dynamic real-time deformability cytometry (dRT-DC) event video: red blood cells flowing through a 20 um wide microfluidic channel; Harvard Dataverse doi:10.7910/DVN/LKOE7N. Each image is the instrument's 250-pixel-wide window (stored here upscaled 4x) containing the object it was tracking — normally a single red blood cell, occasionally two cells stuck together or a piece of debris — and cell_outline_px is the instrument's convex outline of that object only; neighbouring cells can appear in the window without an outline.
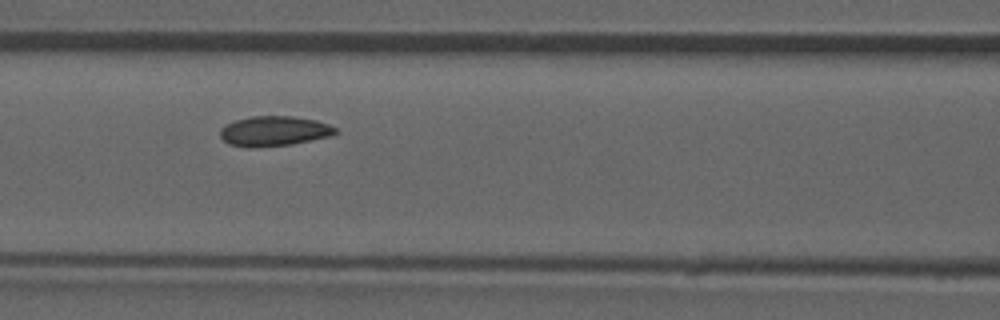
{"species": "common noctule bat (a hibernating species)", "species_latin": "Nyctalus noctula", "temperature_condition": "room temperature", "stored_images_in_passage": 34, "camera_frame_rate_fps": 3000, "um_per_image_px": 0.085, "animal": {"sex": "male", "forearm_length_mm": 52.5}, "frame": {"image": 1, "passage_image": 6, "time_ms": 1.667, "image_size_px": [1000, 320], "cell_outline_px": [[340, 132], [332, 136], [292, 144], [248, 148], [228, 144], [220, 136], [220, 128], [236, 120], [252, 116], [292, 116], [316, 120], [328, 124], [336, 128]], "centroid_in_image_um": [23.32, 11.15], "position_along_channel_um": 143.3, "area_um2": 20.23}}